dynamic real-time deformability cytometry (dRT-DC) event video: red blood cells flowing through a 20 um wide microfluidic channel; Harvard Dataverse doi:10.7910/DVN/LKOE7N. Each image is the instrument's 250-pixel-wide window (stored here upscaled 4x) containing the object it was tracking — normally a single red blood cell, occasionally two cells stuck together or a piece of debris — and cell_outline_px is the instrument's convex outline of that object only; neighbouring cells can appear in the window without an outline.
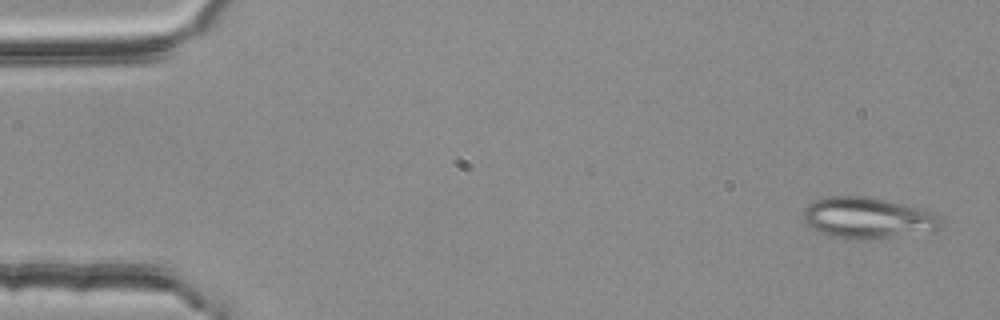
{"species": "common noctule bat (a hibernating species)", "species_latin": "Nyctalus noctula", "temperature_condition": "room temperature", "stored_images_in_passage": 4, "camera_frame_rate_fps": 3000, "um_per_image_px": 0.085, "animal": {"sex": "female", "body_mass_g": 25.1}, "frame": {"image": 1, "passage_image": 1, "time_ms": 0.0, "image_size_px": [1000, 320], "cell_outline_px": [[944, 228], [936, 232], [892, 236], [832, 236], [812, 228], [804, 220], [804, 212], [808, 204], [824, 196], [868, 196], [936, 212], [940, 216]], "centroid_in_image_um": [73.86, 18.48], "position_along_channel_um": 11.1, "area_um2": 32.19}}
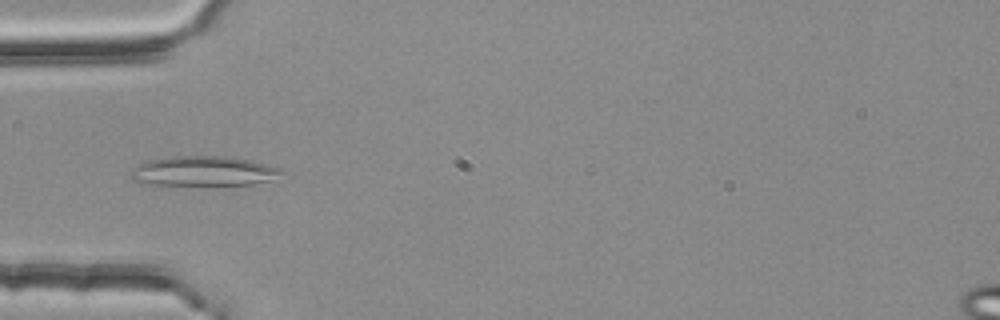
{"frame": {"image": 2, "passage_image": 4, "time_ms": 1.0, "image_size_px": [1000, 320], "cell_outline_px": [[280, 172], [272, 180], [252, 184], [164, 188], [160, 188], [144, 184], [132, 180], [128, 176], [128, 172], [132, 168], [148, 160], [168, 156], [228, 156], [252, 160], [268, 164], [280, 168]], "centroid_in_image_um": [17.14, 14.6], "position_along_channel_um": 67.9, "area_um2": 27.74}}